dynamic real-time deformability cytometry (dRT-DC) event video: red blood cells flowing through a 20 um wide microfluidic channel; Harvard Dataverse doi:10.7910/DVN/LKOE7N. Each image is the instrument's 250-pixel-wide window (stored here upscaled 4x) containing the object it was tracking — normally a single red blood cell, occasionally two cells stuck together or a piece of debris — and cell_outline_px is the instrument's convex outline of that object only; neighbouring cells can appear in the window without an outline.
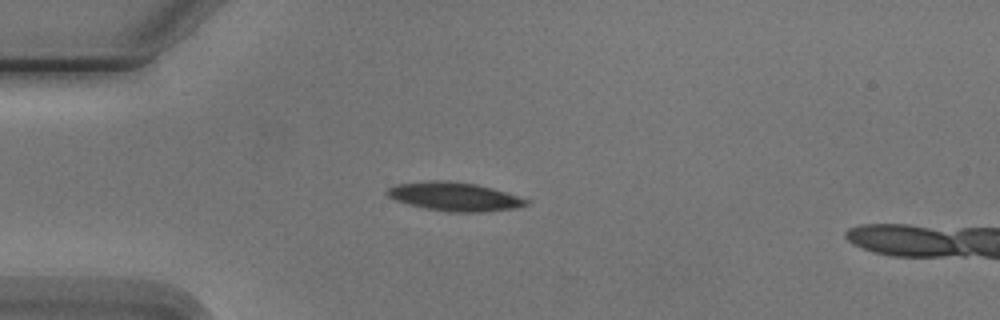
{"species": "Egyptian fruit bat (a non-hibernating species)", "species_latin": "Rousettus aegyptiacus", "temperature_condition": "cold", "stored_images_in_passage": 6, "camera_frame_rate_fps": 3000, "um_per_image_px": 0.085, "animal": {"sex": "male"}, "frame": {"image": 1, "passage_image": 4, "time_ms": 3.333, "image_size_px": [1000, 320], "cell_outline_px": [[532, 200], [528, 204], [516, 208], [484, 212], [448, 212], [408, 204], [396, 200], [388, 196], [384, 192], [388, 188], [396, 184], [428, 180], [448, 180], [476, 184], [508, 192]], "centroid_in_image_um": [38.67, 16.7], "position_along_channel_um": 46.3, "area_um2": 23.47}}
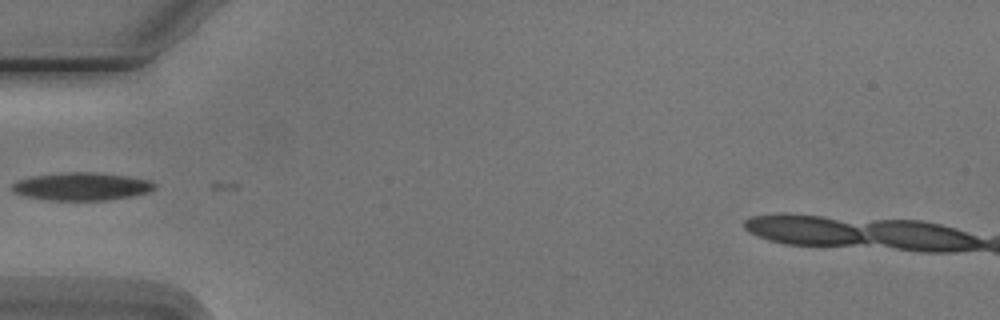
{"frame": {"image": 2, "passage_image": 5, "time_ms": 4.667, "image_size_px": [1000, 320], "cell_outline_px": [[156, 188], [148, 192], [132, 196], [108, 200], [48, 200], [24, 196], [16, 192], [12, 188], [12, 184], [16, 180], [32, 176], [64, 172], [96, 172], [128, 176], [148, 180], [156, 184]], "centroid_in_image_um": [6.94, 15.84], "position_along_channel_um": 78.1, "area_um2": 23.18}}